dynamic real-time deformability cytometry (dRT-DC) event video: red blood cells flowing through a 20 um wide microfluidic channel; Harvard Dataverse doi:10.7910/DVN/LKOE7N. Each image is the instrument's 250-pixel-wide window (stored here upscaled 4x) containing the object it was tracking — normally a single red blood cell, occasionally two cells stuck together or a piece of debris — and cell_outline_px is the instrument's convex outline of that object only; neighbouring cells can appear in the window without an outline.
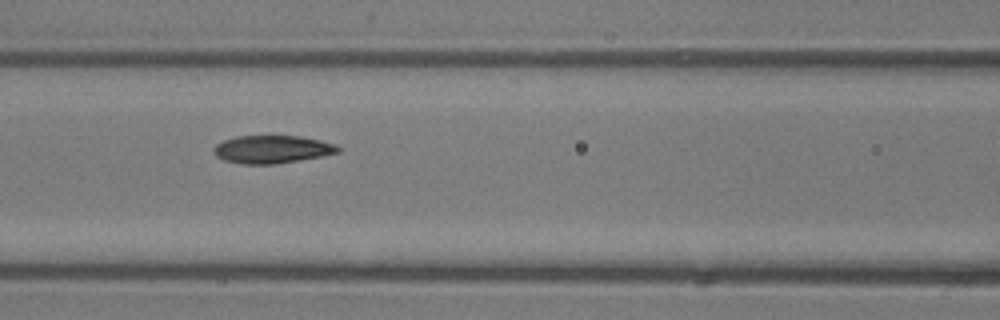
{"species": "common noctule bat (a hibernating species)", "species_latin": "Nyctalus noctula", "temperature_condition": "room temperature", "stored_images_in_passage": 6, "camera_frame_rate_fps": 3000, "um_per_image_px": 0.085, "animal": {"sex": "male", "body_mass_g": 13.3}, "frame": {"image": 1, "passage_image": 5, "time_ms": 5.667, "image_size_px": [1000, 320], "cell_outline_px": [[340, 152], [324, 156], [276, 164], [240, 164], [224, 160], [216, 156], [212, 152], [212, 148], [216, 144], [224, 140], [236, 136], [300, 136], [320, 140], [336, 144], [340, 148]], "centroid_in_image_um": [23.12, 12.7], "position_along_channel_um": 143.5, "area_um2": 20.4}}
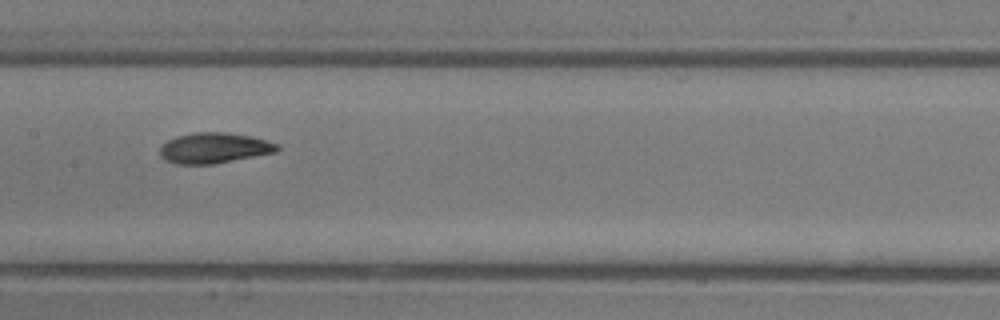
{"frame": {"image": 2, "passage_image": 6, "time_ms": 6.667, "image_size_px": [1000, 320], "cell_outline_px": [[280, 148], [276, 152], [212, 164], [176, 164], [164, 160], [160, 156], [160, 148], [168, 140], [176, 136], [196, 132], [228, 132], [248, 136], [280, 144]], "centroid_in_image_um": [18.18, 12.58], "position_along_channel_um": 189.2, "area_um2": 20.75}}